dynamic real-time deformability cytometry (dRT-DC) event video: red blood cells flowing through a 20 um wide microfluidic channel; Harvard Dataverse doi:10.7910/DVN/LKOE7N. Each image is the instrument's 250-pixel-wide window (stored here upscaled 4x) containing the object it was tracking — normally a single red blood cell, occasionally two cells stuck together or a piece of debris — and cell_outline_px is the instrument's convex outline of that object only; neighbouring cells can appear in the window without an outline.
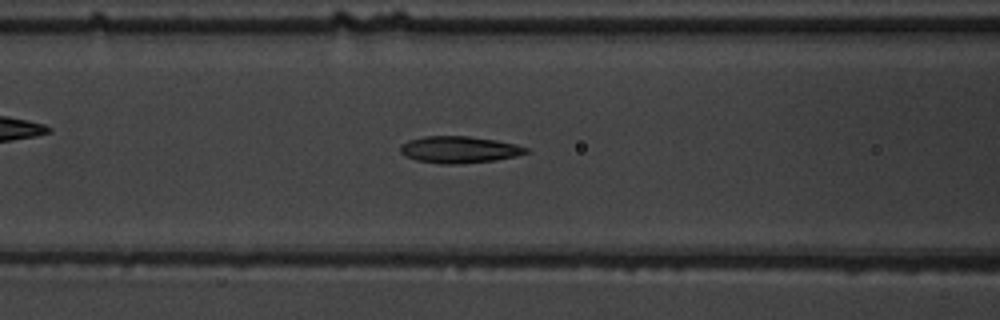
{"species": "common noctule bat (a hibernating species)", "species_latin": "Nyctalus noctula", "temperature_condition": "warm", "stored_images_in_passage": 49, "camera_frame_rate_fps": 3000, "um_per_image_px": 0.085, "animal": {"sex": "male", "body_mass_g": 19.5, "forearm_length_mm": 54.6}, "frame": {"image": 1, "passage_image": 23, "time_ms": 7.333, "image_size_px": [1000, 320], "cell_outline_px": [[528, 152], [516, 156], [496, 160], [460, 164], [440, 164], [416, 160], [404, 156], [400, 152], [400, 144], [408, 140], [424, 136], [468, 136], [496, 140], [516, 144], [528, 148]], "centroid_in_image_um": [39.0, 12.72], "position_along_channel_um": 127.6, "area_um2": 19.77}}
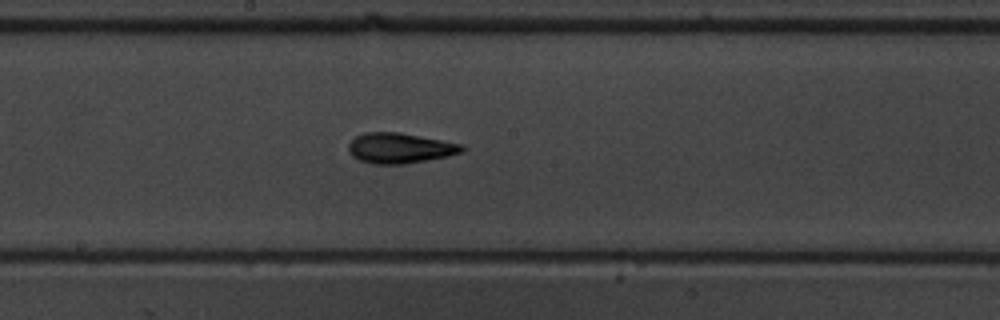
{"frame": {"image": 2, "passage_image": 30, "time_ms": 9.667, "image_size_px": [1000, 320], "cell_outline_px": [[464, 152], [448, 156], [428, 160], [404, 164], [372, 164], [360, 160], [352, 156], [348, 152], [348, 144], [356, 136], [364, 132], [400, 132], [464, 144]], "centroid_in_image_um": [34.0, 12.59], "position_along_channel_um": 214.2, "area_um2": 20.29}}
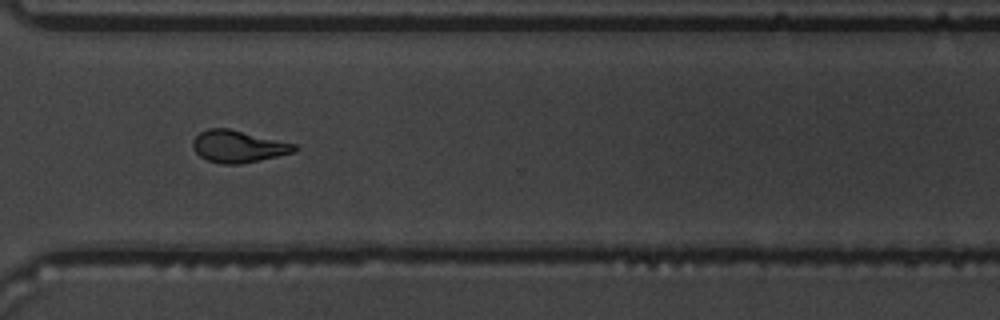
{"frame": {"image": 3, "passage_image": 41, "time_ms": 13.333, "image_size_px": [1000, 320], "cell_outline_px": [[300, 148], [296, 152], [240, 164], [220, 164], [208, 160], [200, 156], [196, 152], [192, 144], [192, 140], [200, 132], [208, 128], [228, 128], [296, 144]], "centroid_in_image_um": [20.26, 12.45], "position_along_channel_um": 350.3, "area_um2": 18.96}}